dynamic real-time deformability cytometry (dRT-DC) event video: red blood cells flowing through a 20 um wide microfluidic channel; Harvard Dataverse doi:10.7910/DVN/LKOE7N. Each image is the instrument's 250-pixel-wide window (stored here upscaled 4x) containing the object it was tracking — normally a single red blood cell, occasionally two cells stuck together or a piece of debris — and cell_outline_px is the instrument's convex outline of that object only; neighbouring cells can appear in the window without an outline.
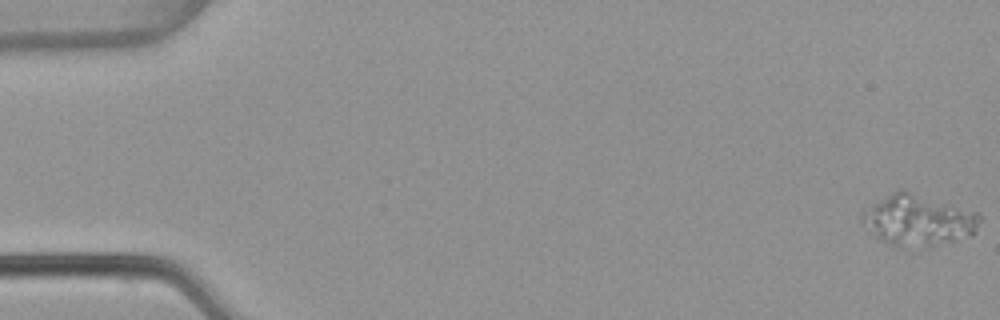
{"species": "common noctule bat (a hibernating species)", "species_latin": "Nyctalus noctula", "temperature_condition": "warm", "stored_images_in_passage": 18, "camera_frame_rate_fps": 3000, "um_per_image_px": 0.085, "animal": {"sex": "female", "body_mass_g": 22.7, "forearm_length_mm": 54.2}, "frame": {"image": 1, "passage_image": 1, "time_ms": 0.0, "image_size_px": [1000, 320], "cell_outline_px": [[980, 220], [976, 232], [972, 236], [928, 248], [924, 248], [892, 244], [868, 232], [860, 220], [860, 212], [864, 208], [896, 188], [904, 188], [980, 212]], "centroid_in_image_um": [78.05, 18.67], "position_along_channel_um": 6.9, "area_um2": 36.07}}